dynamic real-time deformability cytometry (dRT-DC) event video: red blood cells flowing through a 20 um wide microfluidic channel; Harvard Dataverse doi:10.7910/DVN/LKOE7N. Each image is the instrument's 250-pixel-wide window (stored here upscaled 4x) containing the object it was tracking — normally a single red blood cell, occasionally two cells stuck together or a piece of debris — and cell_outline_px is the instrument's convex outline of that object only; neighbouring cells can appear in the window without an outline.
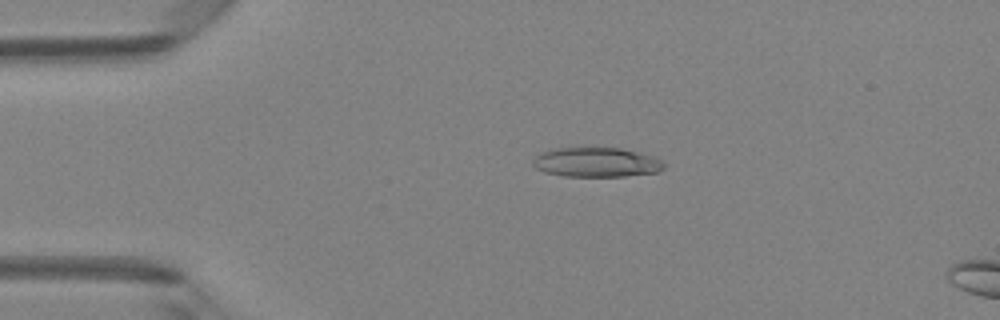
{"species": "Egyptian fruit bat (a non-hibernating species)", "species_latin": "Rousettus aegyptiacus", "temperature_condition": "room temperature", "stored_images_in_passage": 14, "camera_frame_rate_fps": 3000, "um_per_image_px": 0.085, "animal": {"sex": "female"}, "frame": {"image": 1, "passage_image": 10, "time_ms": 3.0, "image_size_px": [1000, 320], "cell_outline_px": [[664, 168], [656, 172], [624, 176], [564, 176], [544, 172], [536, 168], [532, 164], [532, 160], [540, 152], [552, 148], [620, 148], [640, 152], [652, 156], [660, 160], [664, 164]], "centroid_in_image_um": [50.65, 13.79], "position_along_channel_um": 34.4, "area_um2": 22.54}}